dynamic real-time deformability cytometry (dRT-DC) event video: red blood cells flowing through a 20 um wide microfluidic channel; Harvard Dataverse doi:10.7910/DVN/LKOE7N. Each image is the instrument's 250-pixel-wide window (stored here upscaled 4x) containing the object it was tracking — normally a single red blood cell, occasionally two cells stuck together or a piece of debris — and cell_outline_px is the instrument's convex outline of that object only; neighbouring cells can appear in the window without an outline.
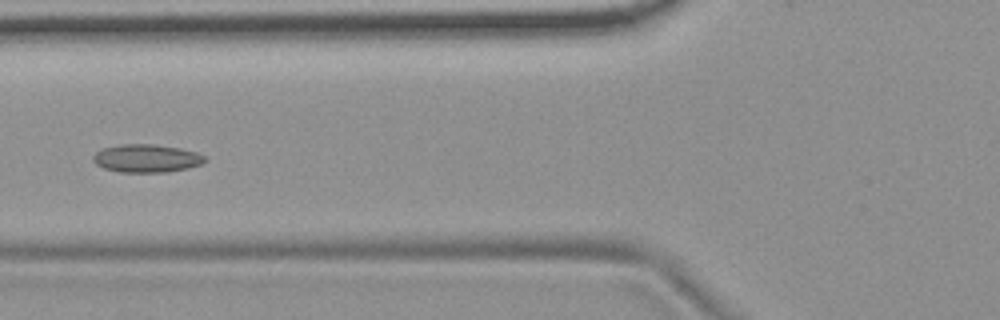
{"species": "common noctule bat (a hibernating species)", "species_latin": "Nyctalus noctula", "temperature_condition": "room temperature", "stored_images_in_passage": 5, "camera_frame_rate_fps": 3000, "um_per_image_px": 0.085, "animal": {"sex": "female", "body_mass_g": 19.9}, "frame": {"image": 1, "passage_image": 5, "time_ms": 1.333, "image_size_px": [1000, 320], "cell_outline_px": [[208, 160], [200, 164], [188, 168], [168, 172], [120, 172], [104, 168], [96, 164], [92, 160], [92, 156], [96, 152], [104, 148], [120, 144], [152, 144], [180, 148], [196, 152], [204, 156]], "centroid_in_image_um": [12.45, 13.46], "position_along_channel_um": 113.4, "area_um2": 18.26}}